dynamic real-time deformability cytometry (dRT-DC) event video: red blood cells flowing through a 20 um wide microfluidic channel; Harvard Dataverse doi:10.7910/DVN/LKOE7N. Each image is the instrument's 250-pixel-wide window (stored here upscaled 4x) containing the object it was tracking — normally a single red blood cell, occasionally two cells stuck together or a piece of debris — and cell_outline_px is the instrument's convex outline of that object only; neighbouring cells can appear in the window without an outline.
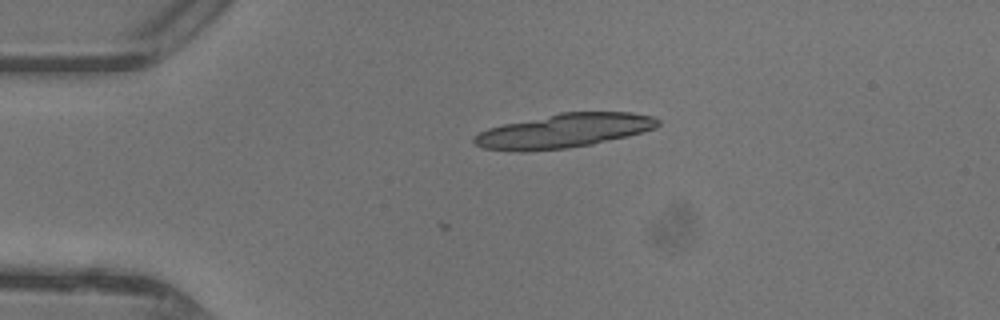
{"species": "common noctule bat (a hibernating species)", "species_latin": "Nyctalus noctula", "temperature_condition": "warm", "stored_images_in_passage": 3, "camera_frame_rate_fps": 3000, "um_per_image_px": 0.085, "animal": {"sex": "female"}, "frame": {"image": 1, "passage_image": 1, "time_ms": 0.0, "image_size_px": [1000, 320], "cell_outline_px": [[660, 124], [656, 128], [628, 136], [592, 144], [568, 148], [524, 152], [520, 152], [484, 148], [476, 144], [472, 140], [472, 136], [488, 128], [504, 124], [560, 112], [632, 112], [652, 116], [660, 120]], "centroid_in_image_um": [47.94, 11.12], "position_along_channel_um": 37.1, "area_um2": 36.59}}